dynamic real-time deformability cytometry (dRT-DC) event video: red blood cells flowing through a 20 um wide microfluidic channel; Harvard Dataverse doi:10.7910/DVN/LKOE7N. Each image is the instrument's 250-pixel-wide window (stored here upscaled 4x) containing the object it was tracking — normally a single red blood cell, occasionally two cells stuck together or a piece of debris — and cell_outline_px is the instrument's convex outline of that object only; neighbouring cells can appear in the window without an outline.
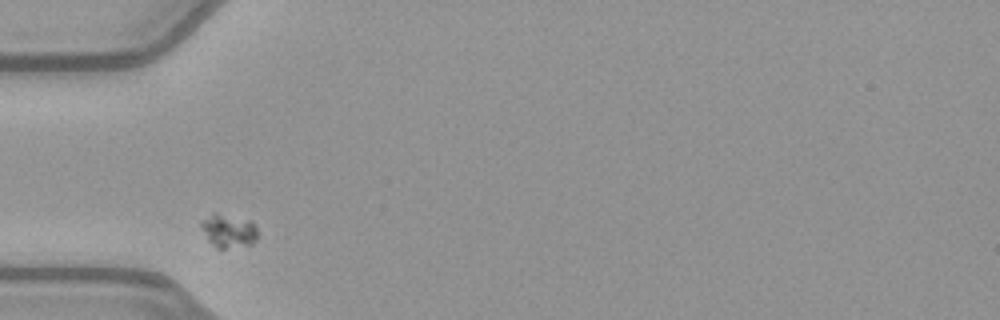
{"species": "common noctule bat (a hibernating species)", "species_latin": "Nyctalus noctula", "temperature_condition": "warm", "stored_images_in_passage": 28, "camera_frame_rate_fps": 3000, "um_per_image_px": 0.085, "animal": {"sex": "female", "body_mass_g": 21.9}, "frame": {"image": 1, "passage_image": 1, "time_ms": 0.0, "image_size_px": [1000, 320], "cell_outline_px": [[256, 240], [252, 244], [224, 248], [216, 248], [208, 240], [200, 224], [212, 212], [216, 212], [252, 220], [256, 224]], "centroid_in_image_um": [19.45, 19.59], "position_along_channel_um": 65.6, "area_um2": 10.98}}
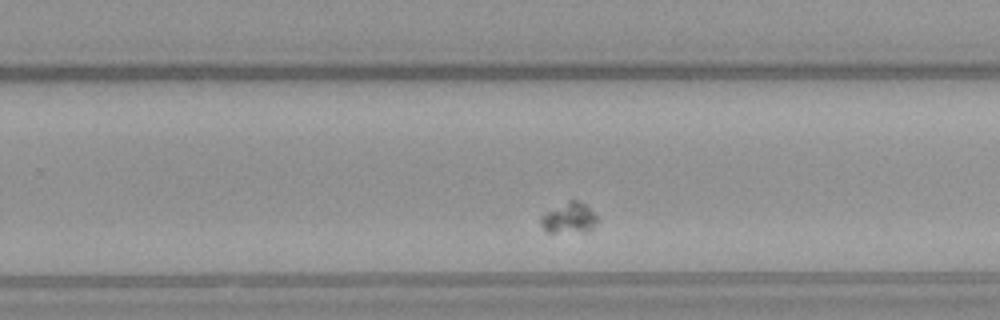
{"frame": {"image": 2, "passage_image": 19, "time_ms": 6.0, "image_size_px": [1000, 320], "cell_outline_px": [[596, 224], [588, 232], [548, 232], [540, 224], [540, 216], [544, 212], [568, 200], [576, 200], [584, 204], [596, 216]], "centroid_in_image_um": [48.33, 18.53], "position_along_channel_um": 281.5, "area_um2": 10.06}}
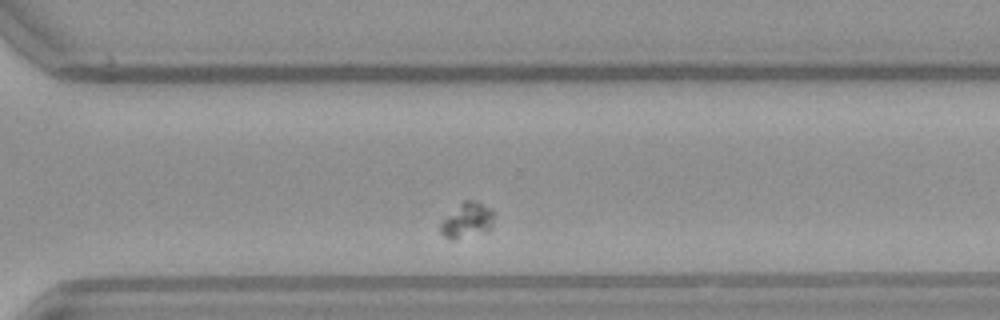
{"frame": {"image": 3, "passage_image": 23, "time_ms": 7.333, "image_size_px": [1000, 320], "cell_outline_px": [[496, 216], [492, 228], [488, 232], [452, 240], [448, 240], [440, 232], [440, 224], [464, 200], [472, 200], [496, 212]], "centroid_in_image_um": [39.77, 18.78], "position_along_channel_um": 330.8, "area_um2": 10.98}}